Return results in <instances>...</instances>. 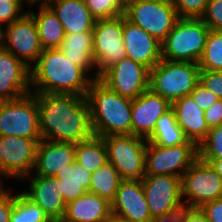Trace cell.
<instances>
[{
    "label": "cell",
    "mask_w": 222,
    "mask_h": 222,
    "mask_svg": "<svg viewBox=\"0 0 222 222\" xmlns=\"http://www.w3.org/2000/svg\"><path fill=\"white\" fill-rule=\"evenodd\" d=\"M33 94L38 102L39 129L43 140L77 144L94 135L86 96Z\"/></svg>",
    "instance_id": "obj_1"
},
{
    "label": "cell",
    "mask_w": 222,
    "mask_h": 222,
    "mask_svg": "<svg viewBox=\"0 0 222 222\" xmlns=\"http://www.w3.org/2000/svg\"><path fill=\"white\" fill-rule=\"evenodd\" d=\"M93 80L92 75L73 64L59 48L43 49L31 67V93L86 96Z\"/></svg>",
    "instance_id": "obj_2"
},
{
    "label": "cell",
    "mask_w": 222,
    "mask_h": 222,
    "mask_svg": "<svg viewBox=\"0 0 222 222\" xmlns=\"http://www.w3.org/2000/svg\"><path fill=\"white\" fill-rule=\"evenodd\" d=\"M91 127L98 137L132 135V100L112 91L100 79H94L87 91Z\"/></svg>",
    "instance_id": "obj_3"
},
{
    "label": "cell",
    "mask_w": 222,
    "mask_h": 222,
    "mask_svg": "<svg viewBox=\"0 0 222 222\" xmlns=\"http://www.w3.org/2000/svg\"><path fill=\"white\" fill-rule=\"evenodd\" d=\"M200 71L198 63L162 59L149 71V89L172 104L191 94Z\"/></svg>",
    "instance_id": "obj_4"
},
{
    "label": "cell",
    "mask_w": 222,
    "mask_h": 222,
    "mask_svg": "<svg viewBox=\"0 0 222 222\" xmlns=\"http://www.w3.org/2000/svg\"><path fill=\"white\" fill-rule=\"evenodd\" d=\"M210 28L201 18H178L162 44V59L198 63Z\"/></svg>",
    "instance_id": "obj_5"
},
{
    "label": "cell",
    "mask_w": 222,
    "mask_h": 222,
    "mask_svg": "<svg viewBox=\"0 0 222 222\" xmlns=\"http://www.w3.org/2000/svg\"><path fill=\"white\" fill-rule=\"evenodd\" d=\"M107 149L108 162L123 180H142L145 176L147 140L135 135L102 137Z\"/></svg>",
    "instance_id": "obj_6"
},
{
    "label": "cell",
    "mask_w": 222,
    "mask_h": 222,
    "mask_svg": "<svg viewBox=\"0 0 222 222\" xmlns=\"http://www.w3.org/2000/svg\"><path fill=\"white\" fill-rule=\"evenodd\" d=\"M124 16L133 24L163 42L173 29L178 14L172 3L130 0L124 4Z\"/></svg>",
    "instance_id": "obj_7"
},
{
    "label": "cell",
    "mask_w": 222,
    "mask_h": 222,
    "mask_svg": "<svg viewBox=\"0 0 222 222\" xmlns=\"http://www.w3.org/2000/svg\"><path fill=\"white\" fill-rule=\"evenodd\" d=\"M42 139L39 110L33 93L16 100L0 101V136Z\"/></svg>",
    "instance_id": "obj_8"
},
{
    "label": "cell",
    "mask_w": 222,
    "mask_h": 222,
    "mask_svg": "<svg viewBox=\"0 0 222 222\" xmlns=\"http://www.w3.org/2000/svg\"><path fill=\"white\" fill-rule=\"evenodd\" d=\"M124 14L96 20L93 35V58L97 77L127 57L123 43Z\"/></svg>",
    "instance_id": "obj_9"
},
{
    "label": "cell",
    "mask_w": 222,
    "mask_h": 222,
    "mask_svg": "<svg viewBox=\"0 0 222 222\" xmlns=\"http://www.w3.org/2000/svg\"><path fill=\"white\" fill-rule=\"evenodd\" d=\"M181 188L185 207L200 208L207 202L222 198V178L200 158L183 173Z\"/></svg>",
    "instance_id": "obj_10"
},
{
    "label": "cell",
    "mask_w": 222,
    "mask_h": 222,
    "mask_svg": "<svg viewBox=\"0 0 222 222\" xmlns=\"http://www.w3.org/2000/svg\"><path fill=\"white\" fill-rule=\"evenodd\" d=\"M198 158V148L192 141L172 147L147 142L145 175H173L182 178L183 173Z\"/></svg>",
    "instance_id": "obj_11"
},
{
    "label": "cell",
    "mask_w": 222,
    "mask_h": 222,
    "mask_svg": "<svg viewBox=\"0 0 222 222\" xmlns=\"http://www.w3.org/2000/svg\"><path fill=\"white\" fill-rule=\"evenodd\" d=\"M5 26L0 30V45L31 68L43 51L32 15L27 11L21 18Z\"/></svg>",
    "instance_id": "obj_12"
},
{
    "label": "cell",
    "mask_w": 222,
    "mask_h": 222,
    "mask_svg": "<svg viewBox=\"0 0 222 222\" xmlns=\"http://www.w3.org/2000/svg\"><path fill=\"white\" fill-rule=\"evenodd\" d=\"M42 139L20 136H0V182L3 177L22 180L33 174L37 147Z\"/></svg>",
    "instance_id": "obj_13"
},
{
    "label": "cell",
    "mask_w": 222,
    "mask_h": 222,
    "mask_svg": "<svg viewBox=\"0 0 222 222\" xmlns=\"http://www.w3.org/2000/svg\"><path fill=\"white\" fill-rule=\"evenodd\" d=\"M152 218L181 211V178L173 175H145L141 180Z\"/></svg>",
    "instance_id": "obj_14"
},
{
    "label": "cell",
    "mask_w": 222,
    "mask_h": 222,
    "mask_svg": "<svg viewBox=\"0 0 222 222\" xmlns=\"http://www.w3.org/2000/svg\"><path fill=\"white\" fill-rule=\"evenodd\" d=\"M149 69L125 57L107 69L100 80L112 91L134 99L149 89Z\"/></svg>",
    "instance_id": "obj_15"
},
{
    "label": "cell",
    "mask_w": 222,
    "mask_h": 222,
    "mask_svg": "<svg viewBox=\"0 0 222 222\" xmlns=\"http://www.w3.org/2000/svg\"><path fill=\"white\" fill-rule=\"evenodd\" d=\"M31 93V68L0 45V101Z\"/></svg>",
    "instance_id": "obj_16"
},
{
    "label": "cell",
    "mask_w": 222,
    "mask_h": 222,
    "mask_svg": "<svg viewBox=\"0 0 222 222\" xmlns=\"http://www.w3.org/2000/svg\"><path fill=\"white\" fill-rule=\"evenodd\" d=\"M28 190L21 191L29 200L42 208L52 222H61L64 217L66 202L59 189L58 179L49 176L28 175Z\"/></svg>",
    "instance_id": "obj_17"
},
{
    "label": "cell",
    "mask_w": 222,
    "mask_h": 222,
    "mask_svg": "<svg viewBox=\"0 0 222 222\" xmlns=\"http://www.w3.org/2000/svg\"><path fill=\"white\" fill-rule=\"evenodd\" d=\"M111 214L130 222H152L141 180H123L111 202Z\"/></svg>",
    "instance_id": "obj_18"
},
{
    "label": "cell",
    "mask_w": 222,
    "mask_h": 222,
    "mask_svg": "<svg viewBox=\"0 0 222 222\" xmlns=\"http://www.w3.org/2000/svg\"><path fill=\"white\" fill-rule=\"evenodd\" d=\"M172 104L150 89L132 100V135L147 139L153 132L157 120Z\"/></svg>",
    "instance_id": "obj_19"
},
{
    "label": "cell",
    "mask_w": 222,
    "mask_h": 222,
    "mask_svg": "<svg viewBox=\"0 0 222 222\" xmlns=\"http://www.w3.org/2000/svg\"><path fill=\"white\" fill-rule=\"evenodd\" d=\"M123 43L128 58L151 70L162 60V44L124 16Z\"/></svg>",
    "instance_id": "obj_20"
},
{
    "label": "cell",
    "mask_w": 222,
    "mask_h": 222,
    "mask_svg": "<svg viewBox=\"0 0 222 222\" xmlns=\"http://www.w3.org/2000/svg\"><path fill=\"white\" fill-rule=\"evenodd\" d=\"M76 144L41 140L37 147L35 175L55 177L75 161Z\"/></svg>",
    "instance_id": "obj_21"
},
{
    "label": "cell",
    "mask_w": 222,
    "mask_h": 222,
    "mask_svg": "<svg viewBox=\"0 0 222 222\" xmlns=\"http://www.w3.org/2000/svg\"><path fill=\"white\" fill-rule=\"evenodd\" d=\"M45 3L62 23L65 34L93 31L96 19L84 0H48Z\"/></svg>",
    "instance_id": "obj_22"
},
{
    "label": "cell",
    "mask_w": 222,
    "mask_h": 222,
    "mask_svg": "<svg viewBox=\"0 0 222 222\" xmlns=\"http://www.w3.org/2000/svg\"><path fill=\"white\" fill-rule=\"evenodd\" d=\"M172 108L186 138L198 147L210 130L205 120L204 110L197 106L190 95L175 100Z\"/></svg>",
    "instance_id": "obj_23"
},
{
    "label": "cell",
    "mask_w": 222,
    "mask_h": 222,
    "mask_svg": "<svg viewBox=\"0 0 222 222\" xmlns=\"http://www.w3.org/2000/svg\"><path fill=\"white\" fill-rule=\"evenodd\" d=\"M110 215L111 203L87 191L84 195L66 203L61 222H106Z\"/></svg>",
    "instance_id": "obj_24"
},
{
    "label": "cell",
    "mask_w": 222,
    "mask_h": 222,
    "mask_svg": "<svg viewBox=\"0 0 222 222\" xmlns=\"http://www.w3.org/2000/svg\"><path fill=\"white\" fill-rule=\"evenodd\" d=\"M59 49L67 59H70L73 64L84 69L88 75L91 69L95 70L93 79H99L93 58L92 32L65 34Z\"/></svg>",
    "instance_id": "obj_25"
},
{
    "label": "cell",
    "mask_w": 222,
    "mask_h": 222,
    "mask_svg": "<svg viewBox=\"0 0 222 222\" xmlns=\"http://www.w3.org/2000/svg\"><path fill=\"white\" fill-rule=\"evenodd\" d=\"M39 3L38 12L29 10L38 28L40 43L43 49L60 48L65 33L62 23L46 3Z\"/></svg>",
    "instance_id": "obj_26"
},
{
    "label": "cell",
    "mask_w": 222,
    "mask_h": 222,
    "mask_svg": "<svg viewBox=\"0 0 222 222\" xmlns=\"http://www.w3.org/2000/svg\"><path fill=\"white\" fill-rule=\"evenodd\" d=\"M92 173L76 161L55 175L64 201L67 203L77 199L89 191Z\"/></svg>",
    "instance_id": "obj_27"
},
{
    "label": "cell",
    "mask_w": 222,
    "mask_h": 222,
    "mask_svg": "<svg viewBox=\"0 0 222 222\" xmlns=\"http://www.w3.org/2000/svg\"><path fill=\"white\" fill-rule=\"evenodd\" d=\"M146 140L163 147L178 146L188 141L172 107L157 120L152 134Z\"/></svg>",
    "instance_id": "obj_28"
},
{
    "label": "cell",
    "mask_w": 222,
    "mask_h": 222,
    "mask_svg": "<svg viewBox=\"0 0 222 222\" xmlns=\"http://www.w3.org/2000/svg\"><path fill=\"white\" fill-rule=\"evenodd\" d=\"M75 161L93 173L108 162V155L102 137L93 135L76 144Z\"/></svg>",
    "instance_id": "obj_29"
},
{
    "label": "cell",
    "mask_w": 222,
    "mask_h": 222,
    "mask_svg": "<svg viewBox=\"0 0 222 222\" xmlns=\"http://www.w3.org/2000/svg\"><path fill=\"white\" fill-rule=\"evenodd\" d=\"M123 181L117 169L107 162L92 173L89 192L99 195L111 203L115 199L120 183Z\"/></svg>",
    "instance_id": "obj_30"
},
{
    "label": "cell",
    "mask_w": 222,
    "mask_h": 222,
    "mask_svg": "<svg viewBox=\"0 0 222 222\" xmlns=\"http://www.w3.org/2000/svg\"><path fill=\"white\" fill-rule=\"evenodd\" d=\"M10 222H52L44 210L29 200L22 192L14 193Z\"/></svg>",
    "instance_id": "obj_31"
},
{
    "label": "cell",
    "mask_w": 222,
    "mask_h": 222,
    "mask_svg": "<svg viewBox=\"0 0 222 222\" xmlns=\"http://www.w3.org/2000/svg\"><path fill=\"white\" fill-rule=\"evenodd\" d=\"M198 65L201 71H222V31H209Z\"/></svg>",
    "instance_id": "obj_32"
},
{
    "label": "cell",
    "mask_w": 222,
    "mask_h": 222,
    "mask_svg": "<svg viewBox=\"0 0 222 222\" xmlns=\"http://www.w3.org/2000/svg\"><path fill=\"white\" fill-rule=\"evenodd\" d=\"M91 15L96 19L117 17L124 14L121 0H84Z\"/></svg>",
    "instance_id": "obj_33"
},
{
    "label": "cell",
    "mask_w": 222,
    "mask_h": 222,
    "mask_svg": "<svg viewBox=\"0 0 222 222\" xmlns=\"http://www.w3.org/2000/svg\"><path fill=\"white\" fill-rule=\"evenodd\" d=\"M197 148L198 158H222V124L210 128Z\"/></svg>",
    "instance_id": "obj_34"
},
{
    "label": "cell",
    "mask_w": 222,
    "mask_h": 222,
    "mask_svg": "<svg viewBox=\"0 0 222 222\" xmlns=\"http://www.w3.org/2000/svg\"><path fill=\"white\" fill-rule=\"evenodd\" d=\"M209 0H173L172 4L180 18H201Z\"/></svg>",
    "instance_id": "obj_35"
},
{
    "label": "cell",
    "mask_w": 222,
    "mask_h": 222,
    "mask_svg": "<svg viewBox=\"0 0 222 222\" xmlns=\"http://www.w3.org/2000/svg\"><path fill=\"white\" fill-rule=\"evenodd\" d=\"M201 20L213 31H222V0H209Z\"/></svg>",
    "instance_id": "obj_36"
},
{
    "label": "cell",
    "mask_w": 222,
    "mask_h": 222,
    "mask_svg": "<svg viewBox=\"0 0 222 222\" xmlns=\"http://www.w3.org/2000/svg\"><path fill=\"white\" fill-rule=\"evenodd\" d=\"M25 13L24 3H10L9 0H0V30L6 24L21 18Z\"/></svg>",
    "instance_id": "obj_37"
},
{
    "label": "cell",
    "mask_w": 222,
    "mask_h": 222,
    "mask_svg": "<svg viewBox=\"0 0 222 222\" xmlns=\"http://www.w3.org/2000/svg\"><path fill=\"white\" fill-rule=\"evenodd\" d=\"M199 83L222 100V71H200Z\"/></svg>",
    "instance_id": "obj_38"
},
{
    "label": "cell",
    "mask_w": 222,
    "mask_h": 222,
    "mask_svg": "<svg viewBox=\"0 0 222 222\" xmlns=\"http://www.w3.org/2000/svg\"><path fill=\"white\" fill-rule=\"evenodd\" d=\"M190 96L193 98L197 106L204 111L213 106L215 102L219 100L215 94L208 91L200 83L196 85Z\"/></svg>",
    "instance_id": "obj_39"
},
{
    "label": "cell",
    "mask_w": 222,
    "mask_h": 222,
    "mask_svg": "<svg viewBox=\"0 0 222 222\" xmlns=\"http://www.w3.org/2000/svg\"><path fill=\"white\" fill-rule=\"evenodd\" d=\"M0 185V222H10V215L14 205V194Z\"/></svg>",
    "instance_id": "obj_40"
},
{
    "label": "cell",
    "mask_w": 222,
    "mask_h": 222,
    "mask_svg": "<svg viewBox=\"0 0 222 222\" xmlns=\"http://www.w3.org/2000/svg\"><path fill=\"white\" fill-rule=\"evenodd\" d=\"M200 209L209 222H222V198L207 202Z\"/></svg>",
    "instance_id": "obj_41"
},
{
    "label": "cell",
    "mask_w": 222,
    "mask_h": 222,
    "mask_svg": "<svg viewBox=\"0 0 222 222\" xmlns=\"http://www.w3.org/2000/svg\"><path fill=\"white\" fill-rule=\"evenodd\" d=\"M205 120L208 127L213 128L222 124V100H218L215 104L204 111Z\"/></svg>",
    "instance_id": "obj_42"
},
{
    "label": "cell",
    "mask_w": 222,
    "mask_h": 222,
    "mask_svg": "<svg viewBox=\"0 0 222 222\" xmlns=\"http://www.w3.org/2000/svg\"><path fill=\"white\" fill-rule=\"evenodd\" d=\"M184 222H209L200 208L184 207Z\"/></svg>",
    "instance_id": "obj_43"
},
{
    "label": "cell",
    "mask_w": 222,
    "mask_h": 222,
    "mask_svg": "<svg viewBox=\"0 0 222 222\" xmlns=\"http://www.w3.org/2000/svg\"><path fill=\"white\" fill-rule=\"evenodd\" d=\"M152 222H184V208L179 212L157 216Z\"/></svg>",
    "instance_id": "obj_44"
},
{
    "label": "cell",
    "mask_w": 222,
    "mask_h": 222,
    "mask_svg": "<svg viewBox=\"0 0 222 222\" xmlns=\"http://www.w3.org/2000/svg\"><path fill=\"white\" fill-rule=\"evenodd\" d=\"M204 162L209 163L212 168L218 173L222 178V158H200Z\"/></svg>",
    "instance_id": "obj_45"
},
{
    "label": "cell",
    "mask_w": 222,
    "mask_h": 222,
    "mask_svg": "<svg viewBox=\"0 0 222 222\" xmlns=\"http://www.w3.org/2000/svg\"><path fill=\"white\" fill-rule=\"evenodd\" d=\"M106 222H130V221L125 220V219H123L121 217H118L116 215L111 214L109 216V218L106 220Z\"/></svg>",
    "instance_id": "obj_46"
},
{
    "label": "cell",
    "mask_w": 222,
    "mask_h": 222,
    "mask_svg": "<svg viewBox=\"0 0 222 222\" xmlns=\"http://www.w3.org/2000/svg\"><path fill=\"white\" fill-rule=\"evenodd\" d=\"M24 1L27 2V0H9L10 3H24Z\"/></svg>",
    "instance_id": "obj_47"
},
{
    "label": "cell",
    "mask_w": 222,
    "mask_h": 222,
    "mask_svg": "<svg viewBox=\"0 0 222 222\" xmlns=\"http://www.w3.org/2000/svg\"><path fill=\"white\" fill-rule=\"evenodd\" d=\"M150 1H158V2H165V3H172L173 0H150Z\"/></svg>",
    "instance_id": "obj_48"
},
{
    "label": "cell",
    "mask_w": 222,
    "mask_h": 222,
    "mask_svg": "<svg viewBox=\"0 0 222 222\" xmlns=\"http://www.w3.org/2000/svg\"><path fill=\"white\" fill-rule=\"evenodd\" d=\"M27 4H30L29 6L33 5V4H37L36 0H27Z\"/></svg>",
    "instance_id": "obj_49"
},
{
    "label": "cell",
    "mask_w": 222,
    "mask_h": 222,
    "mask_svg": "<svg viewBox=\"0 0 222 222\" xmlns=\"http://www.w3.org/2000/svg\"><path fill=\"white\" fill-rule=\"evenodd\" d=\"M123 4H125L126 2L130 1V0H121Z\"/></svg>",
    "instance_id": "obj_50"
}]
</instances>
